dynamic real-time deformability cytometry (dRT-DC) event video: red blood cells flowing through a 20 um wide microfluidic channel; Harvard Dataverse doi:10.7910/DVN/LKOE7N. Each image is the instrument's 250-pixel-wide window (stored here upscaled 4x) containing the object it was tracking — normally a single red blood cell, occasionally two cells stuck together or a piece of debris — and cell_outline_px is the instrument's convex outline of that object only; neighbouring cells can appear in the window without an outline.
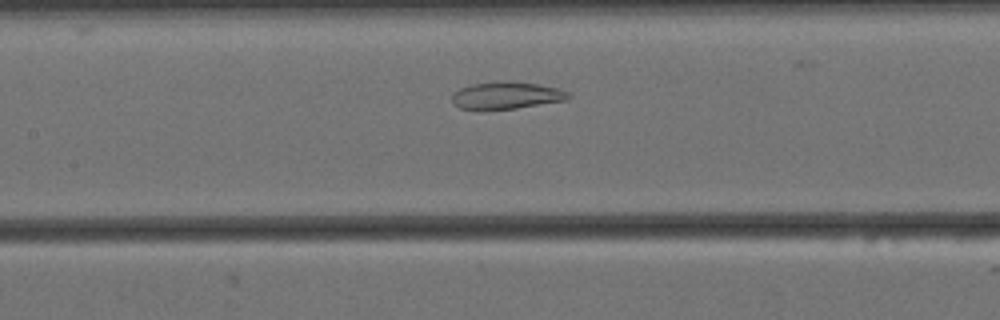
{"species": "Egyptian fruit bat (a non-hibernating species)", "species_latin": "Rousettus aegyptiacus", "temperature_condition": "cold", "stored_images_in_passage": 48, "camera_frame_rate_fps": 3000, "um_per_image_px": 0.085, "animal": {"sex": "female"}, "frame": {"image": 1, "passage_image": 16, "time_ms": 5.0, "image_size_px": [1000, 320], "cell_outline_px": [[572, 96], [568, 100], [516, 108], [484, 112], [480, 112], [460, 108], [452, 104], [452, 92], [460, 88], [472, 84], [536, 84], [556, 88], [568, 92]], "centroid_in_image_um": [42.97, 8.2], "position_along_channel_um": 164.4, "area_um2": 18.15}}
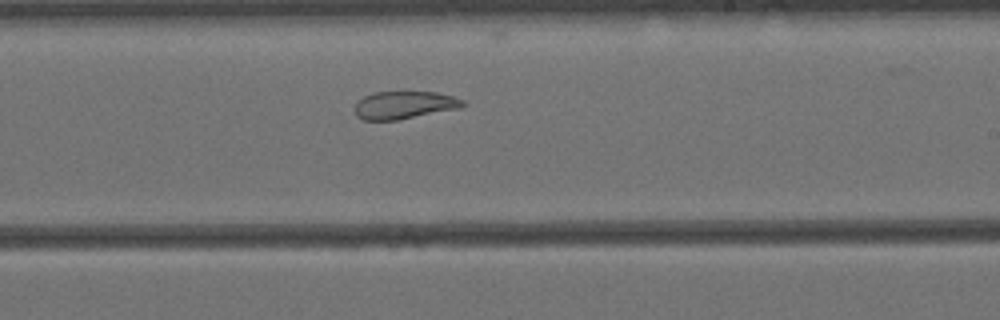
{"frame": {"image": 2, "passage_image": 24, "time_ms": 7.667, "image_size_px": [1000, 320], "cell_outline_px": [[464, 104], [460, 108], [396, 120], [364, 120], [356, 116], [356, 104], [364, 96], [372, 92], [436, 92], [452, 96], [464, 100]], "centroid_in_image_um": [34.36, 8.92], "position_along_channel_um": 254.6, "area_um2": 17.22}}
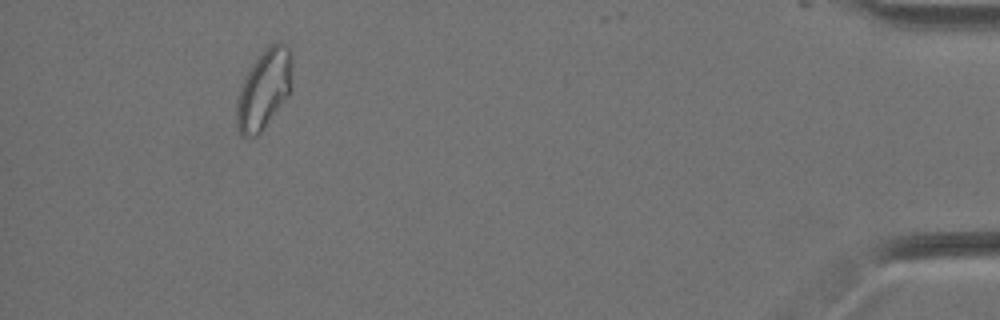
{"frame": {"image": 3, "passage_image": 44, "time_ms": 14.333, "image_size_px": [1000, 320], "cell_outline_px": [[288, 96], [260, 132], [256, 136], [240, 136], [236, 128], [236, 100], [244, 76], [264, 48], [268, 44], [276, 40], [284, 40], [288, 48]], "centroid_in_image_um": [22.35, 7.6], "position_along_channel_um": 412.9, "area_um2": 25.09}, "authors_computed_cell_mechanics": {"area_um2": 22.5131, "velocity_mm_per_s": 3.4098, "shape_relaxation_time_tau1_ms": null, "shape_relaxation_time_tau2_ms": 2.4793, "deformation_change_tau1": null, "deformation_change_tau2": 0.0987}}